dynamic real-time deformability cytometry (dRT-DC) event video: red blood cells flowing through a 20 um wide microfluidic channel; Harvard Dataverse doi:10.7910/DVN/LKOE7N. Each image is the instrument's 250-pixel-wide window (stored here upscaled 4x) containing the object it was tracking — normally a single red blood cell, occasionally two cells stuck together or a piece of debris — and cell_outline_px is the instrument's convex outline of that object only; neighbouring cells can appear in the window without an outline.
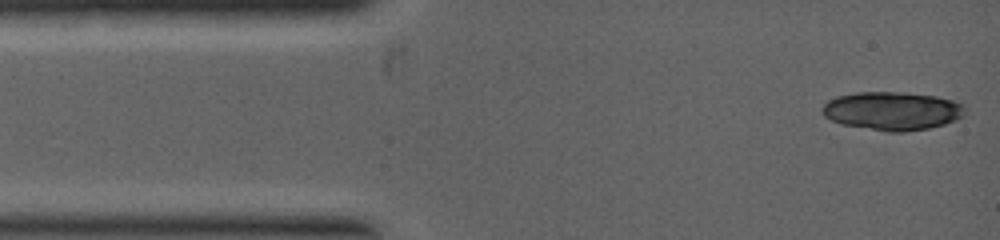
{"species": "common noctule bat (a hibernating species)", "species_latin": "Nyctalus noctula", "temperature_condition": "warm", "stored_images_in_passage": 10, "camera_frame_rate_fps": 5000, "um_per_image_px": 0.085, "animal": {"sex": "female", "body_mass_g": 19.0, "forearm_length_mm": 53.3}, "frame": {"image": 1, "passage_image": 1, "time_ms": 0.0, "image_size_px": [1000, 240], "cell_outline_px": [[964, 116], [956, 120], [944, 124], [928, 128], [904, 132], [888, 132], [840, 124], [824, 116], [820, 108], [828, 100], [836, 96], [856, 92], [904, 92], [936, 96], [952, 100], [964, 104]], "centroid_in_image_um": [75.82, 9.42], "position_along_channel_um": 9.2, "area_um2": 32.19}}